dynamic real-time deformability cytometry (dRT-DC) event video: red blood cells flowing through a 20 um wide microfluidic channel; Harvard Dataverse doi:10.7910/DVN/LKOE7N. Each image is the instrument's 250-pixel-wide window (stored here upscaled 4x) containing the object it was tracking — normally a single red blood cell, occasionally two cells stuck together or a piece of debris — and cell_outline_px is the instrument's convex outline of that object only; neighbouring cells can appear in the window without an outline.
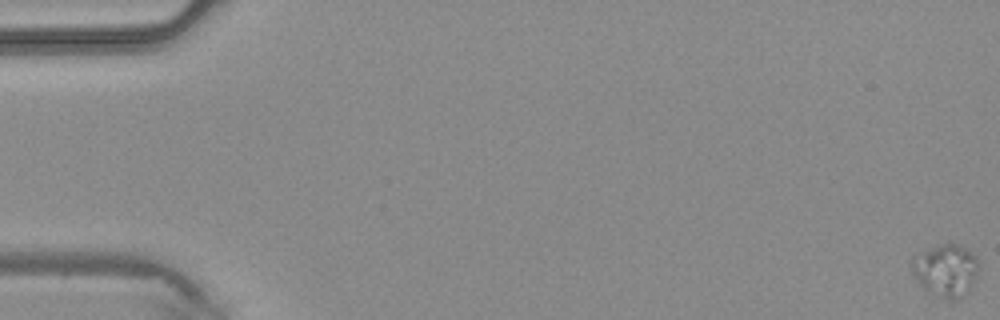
{"species": "common noctule bat (a hibernating species)", "species_latin": "Nyctalus noctula", "temperature_condition": "warm", "stored_images_in_passage": 45, "camera_frame_rate_fps": 3000, "um_per_image_px": 0.085, "animal": {"sex": "male", "body_mass_g": 20.4}, "frame": {"image": 1, "passage_image": 1, "time_ms": 0.0, "image_size_px": [1000, 320], "cell_outline_px": [[980, 264], [976, 280], [968, 292], [952, 300], [924, 288], [912, 276], [912, 256], [936, 244], [948, 240], [952, 240], [968, 248], [976, 256]], "centroid_in_image_um": [80.42, 22.87], "position_along_channel_um": 4.6, "area_um2": 20.98}}
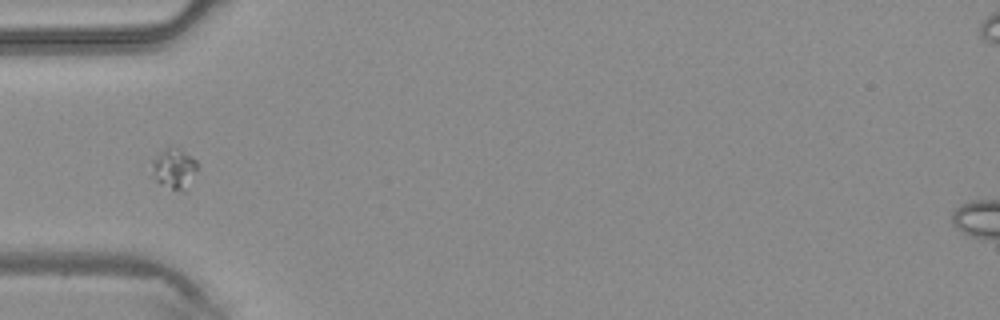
{"frame": {"image": 2, "passage_image": 16, "time_ms": 5.0, "image_size_px": [1000, 320], "cell_outline_px": [[196, 172], [184, 192], [172, 188], [156, 180], [152, 164], [152, 160], [164, 148], [180, 148], [192, 156], [196, 160]], "centroid_in_image_um": [14.83, 14.29], "position_along_channel_um": 70.2, "area_um2": 10.29}}
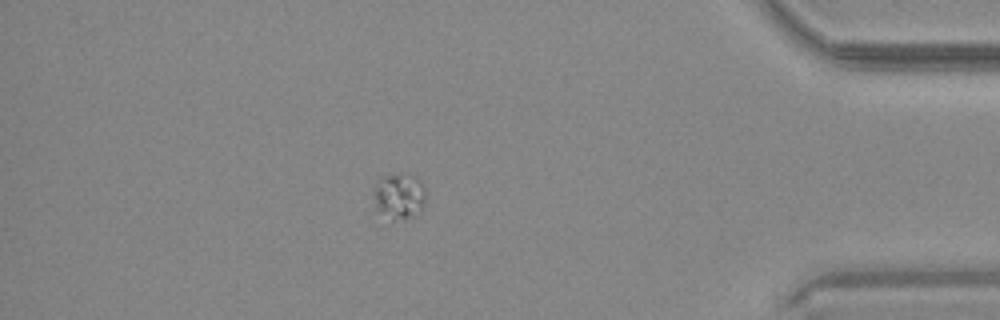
{"frame": {"image": 3, "passage_image": 40, "time_ms": 13.0, "image_size_px": [1000, 320], "cell_outline_px": [[424, 200], [420, 208], [408, 216], [392, 220], [376, 212], [372, 188], [380, 176], [416, 176], [420, 180], [424, 188]], "centroid_in_image_um": [33.82, 16.66], "position_along_channel_um": 401.4, "area_um2": 13.47}}